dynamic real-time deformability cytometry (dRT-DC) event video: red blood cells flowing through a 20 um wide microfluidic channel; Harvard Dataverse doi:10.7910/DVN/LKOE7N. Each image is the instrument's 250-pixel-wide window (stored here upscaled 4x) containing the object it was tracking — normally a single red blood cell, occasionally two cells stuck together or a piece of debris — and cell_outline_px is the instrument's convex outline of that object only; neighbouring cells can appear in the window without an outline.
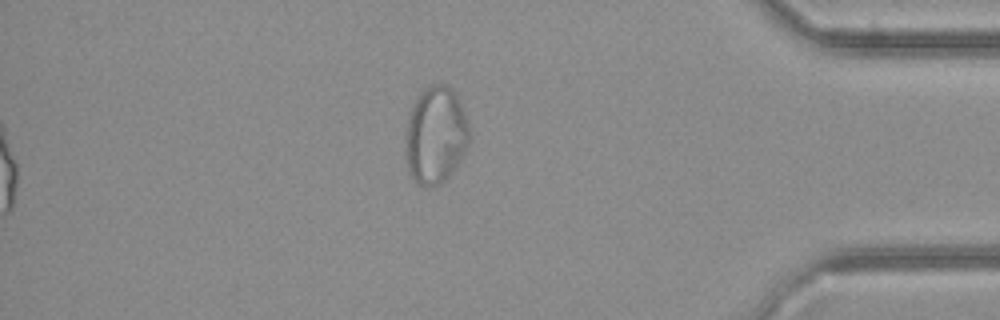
{"species": "common noctule bat (a hibernating species)", "species_latin": "Nyctalus noctula", "temperature_condition": "cold", "stored_images_in_passage": 28, "segment_of_instrument_passage": [2, 2], "camera_frame_rate_fps": 3000, "um_per_image_px": 0.085, "animal": {"sex": "female", "body_mass_g": 21.9}, "frame": {"image": 1, "passage_image": 28, "time_ms": 9.0, "image_size_px": [1000, 320], "cell_outline_px": [[468, 144], [456, 168], [440, 184], [428, 188], [420, 184], [408, 172], [408, 112], [416, 96], [424, 88], [432, 84], [444, 84], [452, 88], [464, 112], [468, 124]], "centroid_in_image_um": [37.04, 11.46], "position_along_channel_um": 398.2, "area_um2": 35.55}}